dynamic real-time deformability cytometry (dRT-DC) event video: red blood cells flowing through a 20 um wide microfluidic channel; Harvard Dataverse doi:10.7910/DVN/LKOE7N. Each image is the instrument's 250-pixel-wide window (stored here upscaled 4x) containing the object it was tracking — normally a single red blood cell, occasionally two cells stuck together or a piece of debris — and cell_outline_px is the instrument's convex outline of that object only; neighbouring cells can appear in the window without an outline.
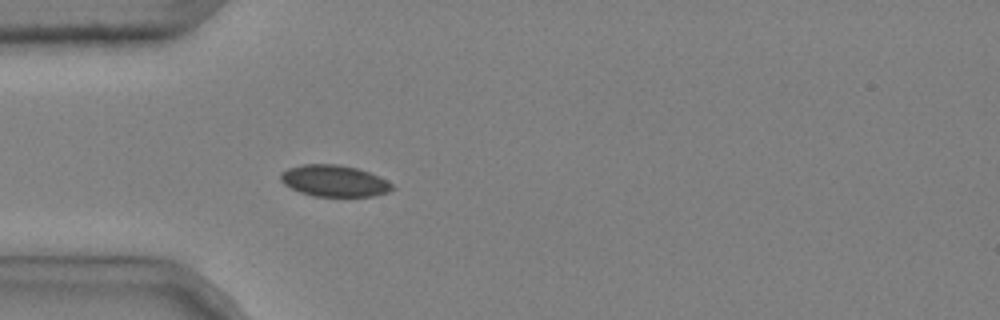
{"species": "common noctule bat (a hibernating species)", "species_latin": "Nyctalus noctula", "temperature_condition": "cold", "stored_images_in_passage": 4, "camera_frame_rate_fps": 3000, "um_per_image_px": 0.085, "animal": {"sex": "male", "body_mass_g": 20.4}, "frame": {"image": 1, "passage_image": 4, "time_ms": 1.0, "image_size_px": [1000, 320], "cell_outline_px": [[396, 188], [388, 192], [372, 196], [312, 196], [300, 192], [284, 184], [280, 180], [280, 172], [288, 168], [304, 164], [336, 164], [356, 168], [368, 172], [392, 184]], "centroid_in_image_um": [28.37, 15.38], "position_along_channel_um": 56.6, "area_um2": 20.29}}